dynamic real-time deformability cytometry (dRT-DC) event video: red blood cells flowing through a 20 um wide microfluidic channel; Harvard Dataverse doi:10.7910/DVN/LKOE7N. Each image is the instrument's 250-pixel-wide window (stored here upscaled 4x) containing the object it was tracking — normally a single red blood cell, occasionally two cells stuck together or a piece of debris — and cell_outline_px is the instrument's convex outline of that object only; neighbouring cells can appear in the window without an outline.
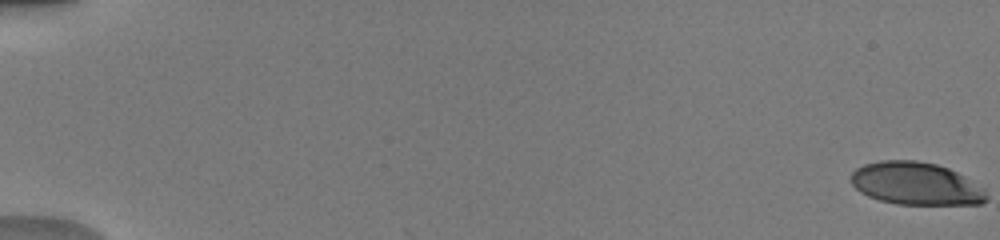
{"species": "human", "species_latin": "Homo sapiens", "temperature_condition": "warm", "stored_images_in_passage": 53, "camera_frame_rate_fps": 3000, "um_per_image_px": 0.085, "donor": {"sex": "male"}, "frame": {"image": 1, "passage_image": 1, "time_ms": 0.0, "image_size_px": [1000, 240], "cell_outline_px": [[984, 200], [960, 204], [908, 204], [888, 200], [872, 196], [864, 192], [852, 180], [852, 176], [860, 168], [872, 164], [932, 164], [944, 168], [952, 172]], "centroid_in_image_um": [77.7, 15.67], "position_along_channel_um": 7.3, "area_um2": 28.44}}
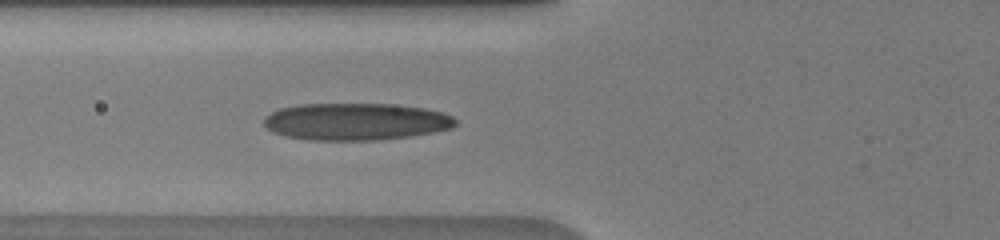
{"frame": {"image": 2, "passage_image": 22, "time_ms": 7.0, "image_size_px": [1000, 240], "cell_outline_px": [[452, 124], [440, 128], [416, 132], [388, 136], [308, 136], [276, 128], [268, 124], [268, 120], [272, 116], [280, 112], [292, 108], [408, 108], [432, 112], [444, 116], [452, 120]], "centroid_in_image_um": [30.35, 10.33], "position_along_channel_um": 95.5, "area_um2": 31.15}}
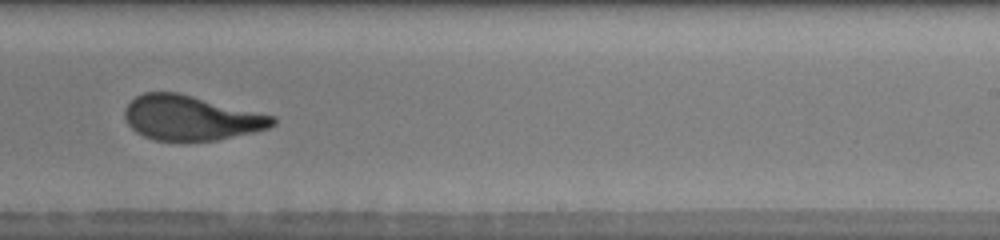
{"frame": {"image": 3, "passage_image": 35, "time_ms": 11.333, "image_size_px": [1000, 240], "cell_outline_px": [[272, 124], [260, 128], [220, 136], [192, 140], [168, 140], [152, 136], [136, 128], [132, 124], [128, 116], [128, 108], [140, 96], [160, 92], [184, 96], [268, 116], [272, 120]], "centroid_in_image_um": [16.15, 10.01], "position_along_channel_um": 272.9, "area_um2": 33.12}, "authors_computed_cell_mechanics": {"area_um2": 31.6744, "velocity_mm_per_s": 4.0937, "shape_relaxation_time_tau1_ms": 5.5077, "shape_relaxation_time_tau2_ms": 1.1222, "deformation_change_tau1": 0.2829, "deformation_change_tau2": 0.1046}}